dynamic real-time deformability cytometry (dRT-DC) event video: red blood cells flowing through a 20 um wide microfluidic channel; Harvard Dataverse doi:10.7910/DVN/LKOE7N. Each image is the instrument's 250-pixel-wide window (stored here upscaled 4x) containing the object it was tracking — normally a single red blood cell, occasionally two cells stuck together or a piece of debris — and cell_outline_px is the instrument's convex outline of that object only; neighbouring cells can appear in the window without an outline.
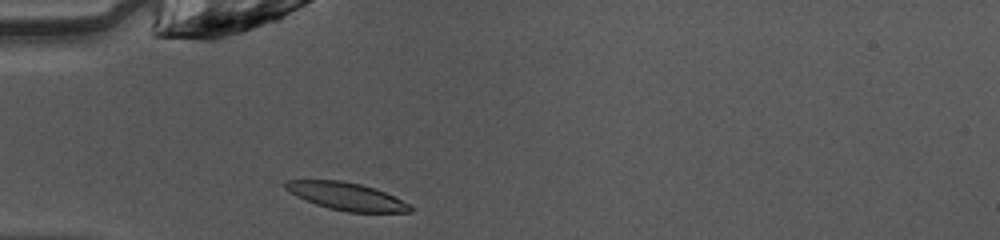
{"species": "common noctule bat (a hibernating species)", "species_latin": "Nyctalus noctula", "temperature_condition": "warm", "stored_images_in_passage": 35, "camera_frame_rate_fps": 3000, "um_per_image_px": 0.085, "animal": {"sex": "female", "body_mass_g": 10.0, "forearm_length_mm": 53.1}, "frame": {"image": 1, "passage_image": 1, "time_ms": 0.0, "image_size_px": [1000, 240], "cell_outline_px": [[412, 212], [348, 212], [328, 208], [316, 204], [296, 196], [284, 188], [284, 180], [340, 180], [360, 184], [384, 192], [412, 204]], "centroid_in_image_um": [29.45, 16.69], "position_along_channel_um": 55.6, "area_um2": 20.0}}
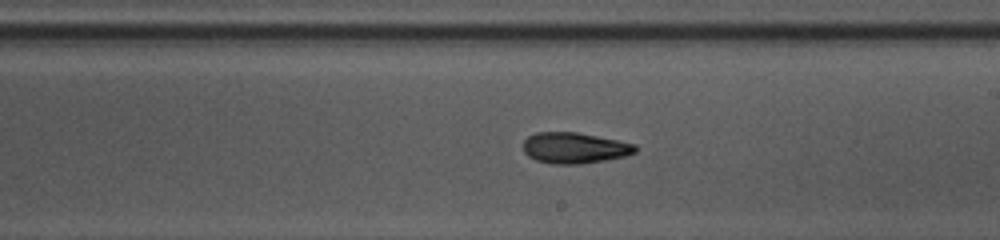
{"frame": {"image": 2, "passage_image": 15, "time_ms": 4.667, "image_size_px": [1000, 240], "cell_outline_px": [[636, 152], [624, 156], [604, 160], [580, 164], [552, 164], [536, 160], [528, 156], [524, 152], [524, 140], [528, 136], [536, 132], [576, 132], [636, 144]], "centroid_in_image_um": [48.8, 12.57], "position_along_channel_um": 240.2, "area_um2": 20.06}}
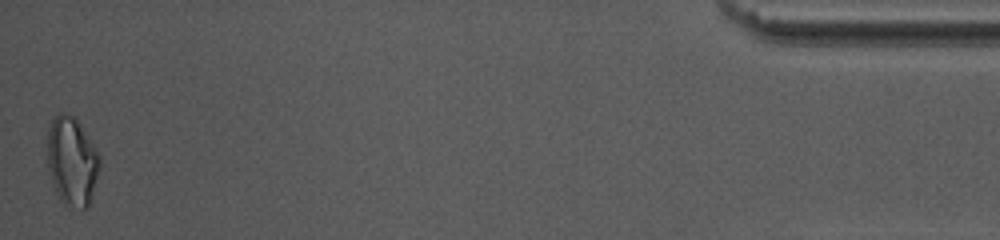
{"frame": {"image": 3, "passage_image": 35, "time_ms": 11.333, "image_size_px": [1000, 240], "cell_outline_px": [[100, 168], [92, 196], [88, 208], [68, 208], [60, 200], [52, 184], [48, 172], [48, 128], [52, 120], [60, 112], [64, 112], [72, 116], [80, 124], [88, 136], [100, 156]], "centroid_in_image_um": [6.12, 13.75], "position_along_channel_um": 429.1, "area_um2": 27.22}, "authors_computed_cell_mechanics": {"area_um2": 20.4612, "velocity_mm_per_s": 4.0903, "shape_relaxation_time_tau1_ms": 5.7266, "shape_relaxation_time_tau2_ms": 3.8477, "deformation_change_tau1": 0.1397, "deformation_change_tau2": 0.1116}}